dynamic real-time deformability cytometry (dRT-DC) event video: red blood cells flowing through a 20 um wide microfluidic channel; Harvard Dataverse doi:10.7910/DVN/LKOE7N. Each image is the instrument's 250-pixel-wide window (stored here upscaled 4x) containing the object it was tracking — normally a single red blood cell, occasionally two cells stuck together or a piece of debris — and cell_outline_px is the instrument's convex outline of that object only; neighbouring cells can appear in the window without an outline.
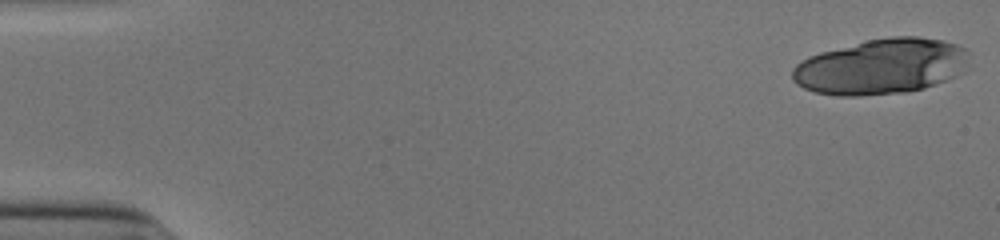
{"species": "human", "species_latin": "Homo sapiens", "temperature_condition": "cold", "stored_images_in_passage": 18, "camera_frame_rate_fps": 3000, "um_per_image_px": 0.085, "donor": {"sex": "male"}, "frame": {"image": 1, "passage_image": 1, "time_ms": 0.0, "image_size_px": [1000, 240], "cell_outline_px": [[968, 52], [964, 72], [948, 80], [924, 88], [904, 92], [860, 96], [840, 96], [816, 92], [804, 88], [796, 84], [792, 80], [792, 68], [796, 64], [808, 56], [820, 52], [864, 40], [892, 36], [916, 36], [944, 40], [956, 44], [964, 48]], "centroid_in_image_um": [74.89, 5.65], "position_along_channel_um": 10.1, "area_um2": 57.57}}